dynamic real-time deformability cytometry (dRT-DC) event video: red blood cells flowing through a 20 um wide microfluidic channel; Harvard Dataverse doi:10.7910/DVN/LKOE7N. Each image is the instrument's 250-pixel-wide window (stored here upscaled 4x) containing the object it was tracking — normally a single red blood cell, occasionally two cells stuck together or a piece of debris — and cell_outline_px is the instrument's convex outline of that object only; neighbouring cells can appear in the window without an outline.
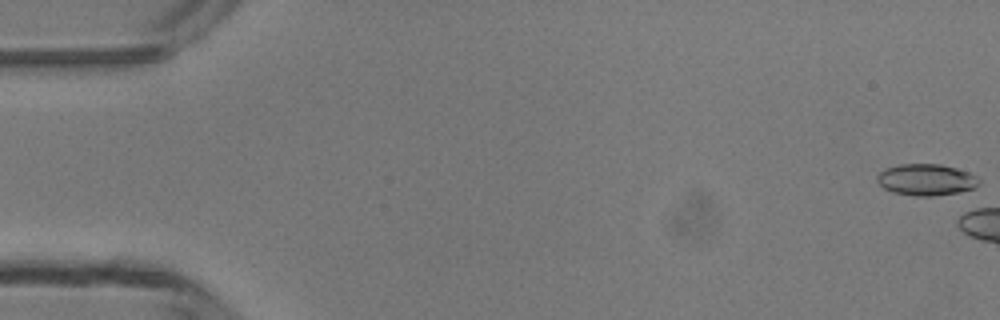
{"species": "common noctule bat (a hibernating species)", "species_latin": "Nyctalus noctula", "temperature_condition": "room temperature", "stored_images_in_passage": 5, "camera_frame_rate_fps": 3000, "um_per_image_px": 0.085, "animal": {"sex": "male", "body_mass_g": 13.3}, "frame": {"image": 1, "passage_image": 1, "time_ms": 0.0, "image_size_px": [1000, 320], "cell_outline_px": [[980, 184], [972, 188], [956, 192], [932, 196], [916, 196], [892, 192], [884, 188], [876, 180], [876, 176], [884, 168], [900, 164], [940, 164], [956, 168], [968, 172], [976, 176], [980, 180]], "centroid_in_image_um": [78.69, 15.26], "position_along_channel_um": 6.3, "area_um2": 18.61}}